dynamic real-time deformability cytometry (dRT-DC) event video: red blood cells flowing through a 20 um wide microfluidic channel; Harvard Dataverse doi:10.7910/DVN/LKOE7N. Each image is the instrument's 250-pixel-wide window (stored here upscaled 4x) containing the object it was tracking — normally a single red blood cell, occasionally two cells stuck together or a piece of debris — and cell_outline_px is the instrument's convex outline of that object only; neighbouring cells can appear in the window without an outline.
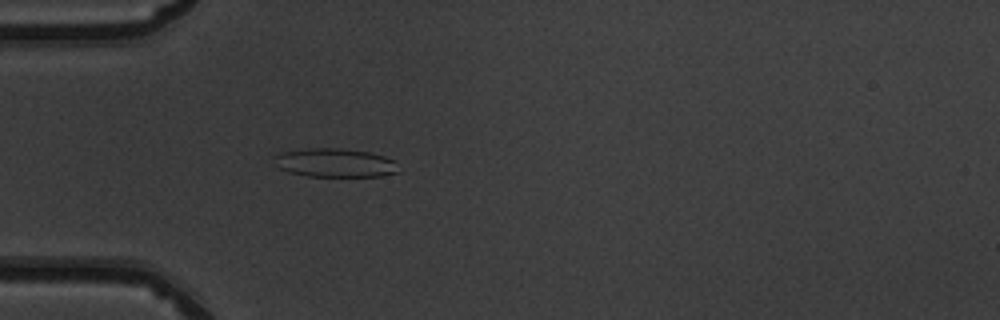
{"species": "common noctule bat (a hibernating species)", "species_latin": "Nyctalus noctula", "temperature_condition": "warm", "stored_images_in_passage": 47, "camera_frame_rate_fps": 3000, "um_per_image_px": 0.085, "animal": {"sex": "male", "body_mass_g": 19.5, "forearm_length_mm": 54.6}, "frame": {"image": 1, "passage_image": 12, "time_ms": 3.667, "image_size_px": [1000, 320], "cell_outline_px": [[400, 172], [380, 176], [308, 176], [288, 172], [272, 164], [272, 156], [280, 152], [308, 148], [340, 148], [372, 152], [396, 160]], "centroid_in_image_um": [28.46, 13.83], "position_along_channel_um": 56.5, "area_um2": 21.27}}
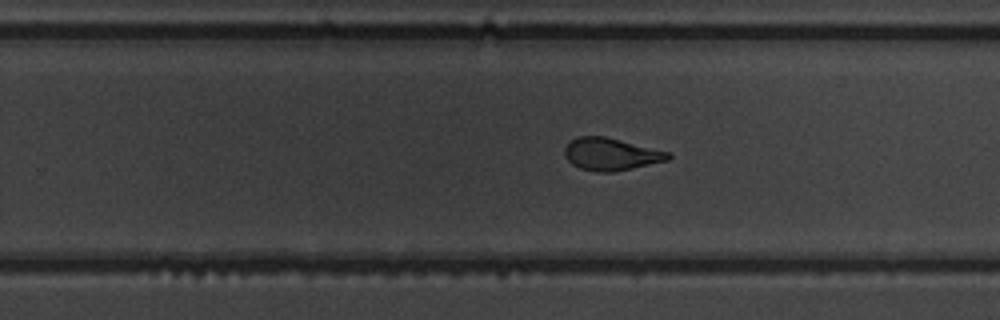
{"frame": {"image": 2, "passage_image": 29, "time_ms": 9.333, "image_size_px": [1000, 320], "cell_outline_px": [[672, 156], [668, 160], [632, 168], [612, 172], [596, 172], [580, 168], [572, 164], [564, 156], [564, 148], [572, 140], [580, 136], [604, 136], [672, 152]], "centroid_in_image_um": [51.95, 13.1], "position_along_channel_um": 277.9, "area_um2": 19.54}}
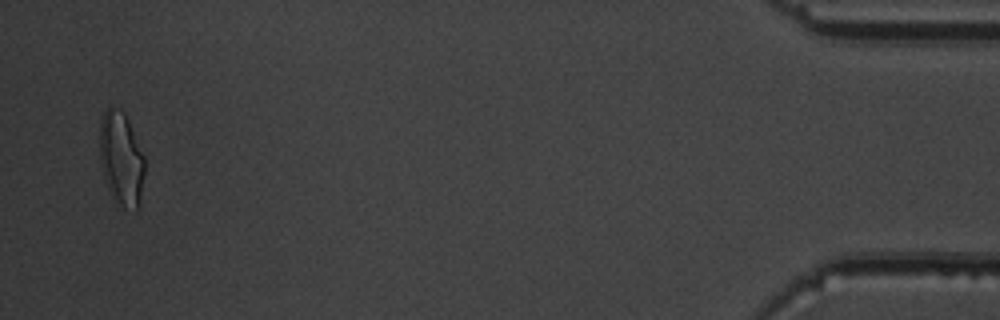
{"frame": {"image": 3, "passage_image": 46, "time_ms": 15.0, "image_size_px": [1000, 320], "cell_outline_px": [[144, 176], [140, 208], [136, 212], [124, 208], [112, 196], [108, 188], [100, 160], [100, 120], [104, 112], [108, 108], [112, 108], [124, 112], [128, 120], [144, 156]], "centroid_in_image_um": [10.33, 13.55], "position_along_channel_um": 424.9, "area_um2": 24.45}, "authors_computed_cell_mechanics": {"area_um2": 21.097, "velocity_mm_per_s": 4.0305, "shape_relaxation_time_tau1_ms": 6.5651, "shape_relaxation_time_tau2_ms": 1.4854, "deformation_change_tau1": 0.197, "deformation_change_tau2": 0.0845}}